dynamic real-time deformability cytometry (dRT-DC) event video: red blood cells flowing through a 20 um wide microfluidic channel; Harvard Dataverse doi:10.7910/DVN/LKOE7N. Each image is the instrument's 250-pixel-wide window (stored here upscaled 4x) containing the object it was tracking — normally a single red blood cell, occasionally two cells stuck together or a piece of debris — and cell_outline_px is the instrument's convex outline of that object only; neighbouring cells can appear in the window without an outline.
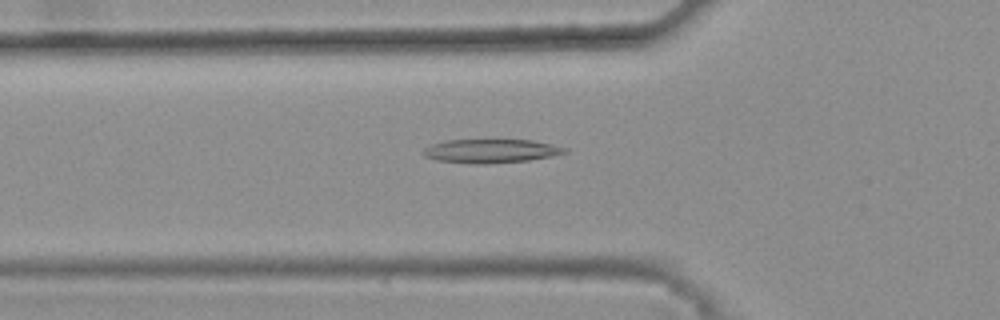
{"species": "common noctule bat (a hibernating species)", "species_latin": "Nyctalus noctula", "temperature_condition": "warm", "stored_images_in_passage": 47, "camera_frame_rate_fps": 3000, "um_per_image_px": 0.085, "animal": {"sex": "female", "body_mass_g": 25.1}, "frame": {"image": 1, "passage_image": 18, "time_ms": 5.667, "image_size_px": [1000, 320], "cell_outline_px": [[568, 152], [552, 156], [528, 160], [484, 164], [472, 164], [436, 160], [424, 156], [424, 148], [432, 144], [444, 140], [532, 140], [568, 148]], "centroid_in_image_um": [41.72, 12.83], "position_along_channel_um": 84.1, "area_um2": 19.54}}
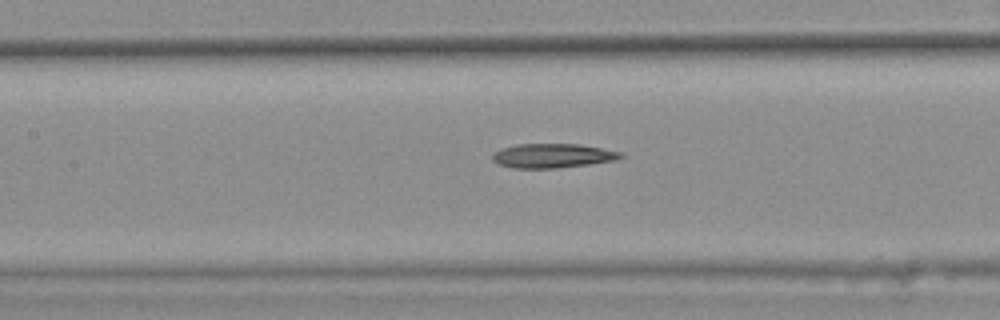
{"frame": {"image": 2, "passage_image": 24, "time_ms": 7.667, "image_size_px": [1000, 320], "cell_outline_px": [[624, 156], [616, 160], [588, 164], [556, 168], [512, 168], [500, 164], [492, 160], [492, 152], [500, 148], [516, 144], [580, 144], [620, 152]], "centroid_in_image_um": [46.91, 13.23], "position_along_channel_um": 160.5, "area_um2": 18.09}}
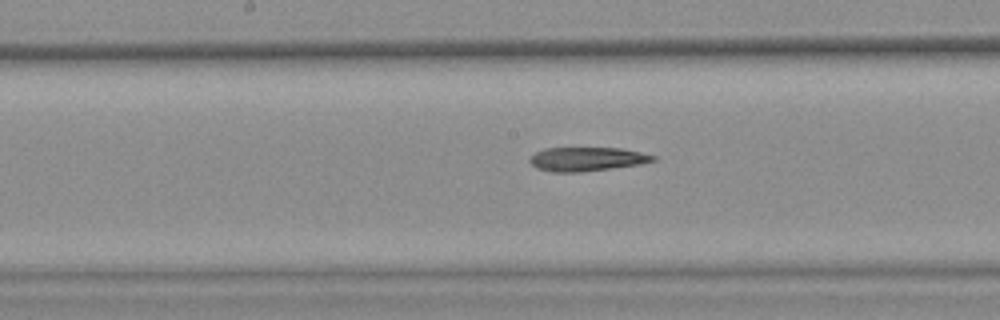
{"frame": {"image": 3, "passage_image": 27, "time_ms": 8.667, "image_size_px": [1000, 320], "cell_outline_px": [[656, 160], [640, 164], [580, 172], [552, 172], [536, 168], [528, 160], [536, 152], [544, 148], [620, 148], [640, 152], [656, 156]], "centroid_in_image_um": [49.86, 13.52], "position_along_channel_um": 198.3, "area_um2": 17.05}}